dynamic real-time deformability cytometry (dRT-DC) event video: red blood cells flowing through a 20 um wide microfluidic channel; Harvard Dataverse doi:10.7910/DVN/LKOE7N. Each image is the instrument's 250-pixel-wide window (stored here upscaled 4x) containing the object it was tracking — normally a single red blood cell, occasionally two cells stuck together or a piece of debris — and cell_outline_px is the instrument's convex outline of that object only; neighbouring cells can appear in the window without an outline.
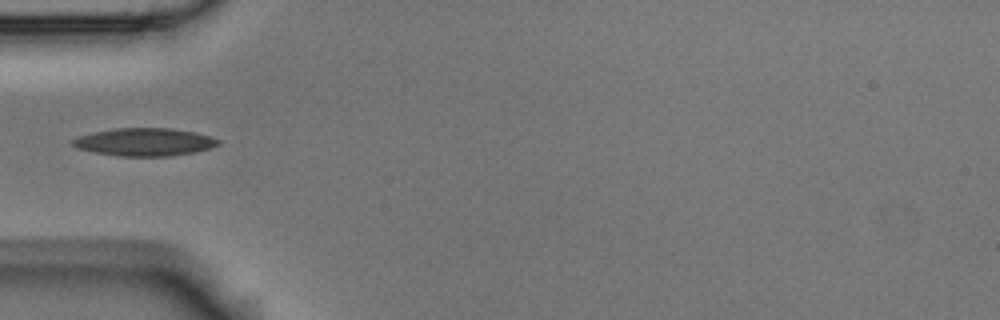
{"species": "Egyptian fruit bat (a non-hibernating species)", "species_latin": "Rousettus aegyptiacus", "temperature_condition": "room temperature", "stored_images_in_passage": 7, "camera_frame_rate_fps": 3000, "um_per_image_px": 0.085, "animal": {"sex": "male"}, "frame": {"image": 1, "passage_image": 5, "time_ms": 1.333, "image_size_px": [1000, 320], "cell_outline_px": [[220, 144], [208, 148], [192, 152], [168, 156], [120, 156], [96, 152], [76, 148], [72, 144], [72, 140], [80, 136], [92, 132], [116, 128], [168, 128], [196, 132], [220, 140]], "centroid_in_image_um": [12.27, 12.06], "position_along_channel_um": 72.7, "area_um2": 23.29}}
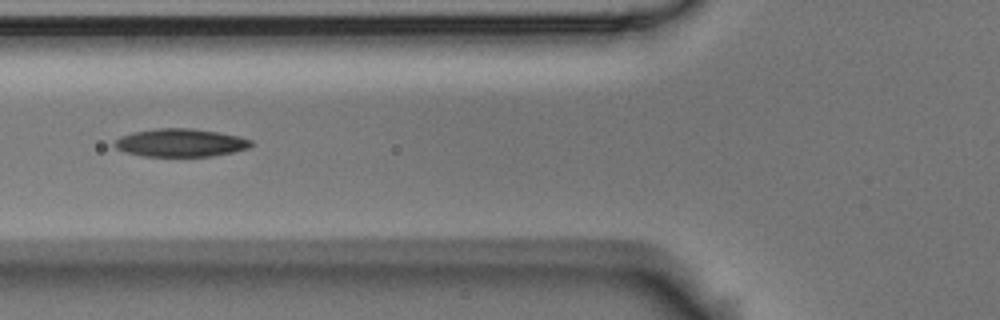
{"frame": {"image": 2, "passage_image": 6, "time_ms": 1.667, "image_size_px": [1000, 320], "cell_outline_px": [[256, 144], [248, 148], [232, 152], [212, 156], [144, 156], [128, 152], [116, 148], [112, 144], [120, 136], [132, 132], [156, 128], [192, 128], [240, 136], [252, 140]], "centroid_in_image_um": [15.37, 12.12], "position_along_channel_um": 110.4, "area_um2": 22.31}}
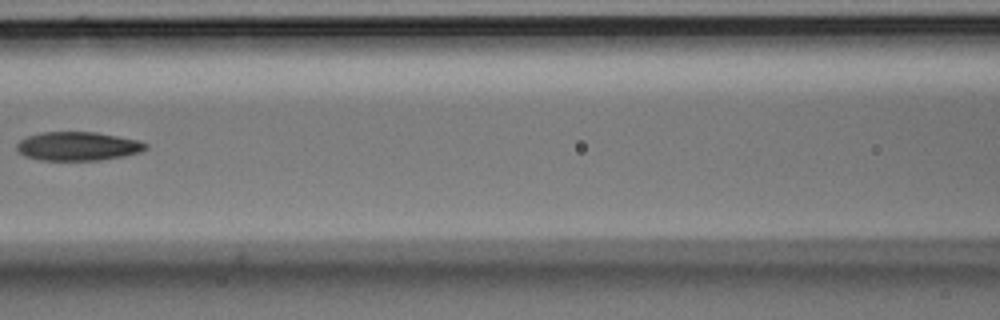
{"frame": {"image": 3, "passage_image": 7, "time_ms": 2.0, "image_size_px": [1000, 320], "cell_outline_px": [[148, 148], [140, 152], [124, 156], [100, 160], [40, 160], [24, 156], [16, 148], [16, 144], [20, 140], [28, 136], [40, 132], [96, 132], [136, 140], [148, 144]], "centroid_in_image_um": [6.6, 12.43], "position_along_channel_um": 160.0, "area_um2": 21.56}}